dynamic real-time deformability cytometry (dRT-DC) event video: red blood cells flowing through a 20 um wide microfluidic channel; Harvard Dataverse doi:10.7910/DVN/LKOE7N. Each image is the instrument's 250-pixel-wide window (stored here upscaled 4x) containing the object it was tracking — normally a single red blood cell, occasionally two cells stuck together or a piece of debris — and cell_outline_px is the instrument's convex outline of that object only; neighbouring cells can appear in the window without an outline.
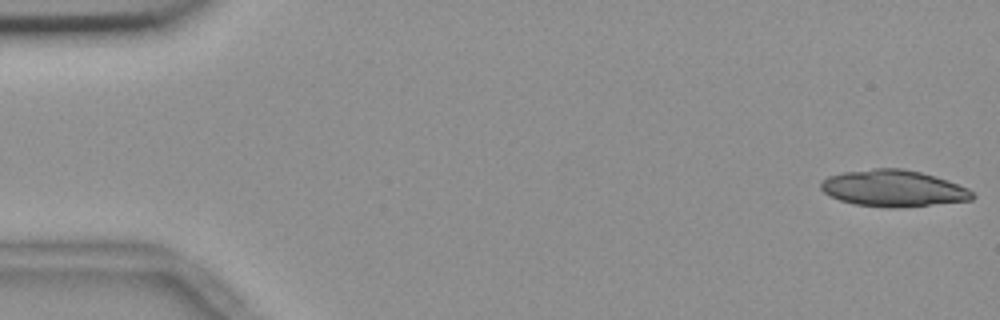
{"species": "common noctule bat (a hibernating species)", "species_latin": "Nyctalus noctula", "temperature_condition": "room temperature", "stored_images_in_passage": 27, "camera_frame_rate_fps": 3000, "um_per_image_px": 0.085, "animal": {"sex": "female", "body_mass_g": 18.4}, "frame": {"image": 1, "passage_image": 1, "time_ms": 0.0, "image_size_px": [1000, 320], "cell_outline_px": [[976, 196], [972, 200], [892, 208], [888, 208], [856, 204], [840, 200], [824, 192], [820, 188], [820, 180], [828, 176], [844, 172], [872, 168], [904, 168], [920, 172], [948, 180], [968, 188]], "centroid_in_image_um": [75.92, 16.0], "position_along_channel_um": 9.1, "area_um2": 32.19}}